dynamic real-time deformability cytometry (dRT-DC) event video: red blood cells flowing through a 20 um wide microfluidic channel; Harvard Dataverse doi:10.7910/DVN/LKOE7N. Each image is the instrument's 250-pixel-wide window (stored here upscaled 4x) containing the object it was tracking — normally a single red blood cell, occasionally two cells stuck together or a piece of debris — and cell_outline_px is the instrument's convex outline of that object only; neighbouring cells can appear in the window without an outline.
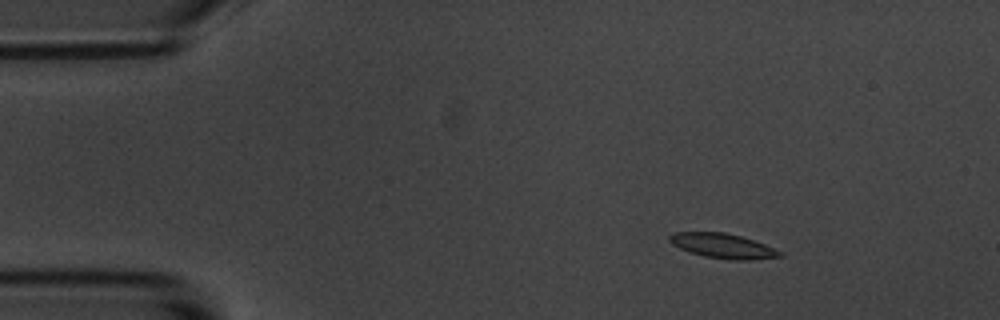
{"species": "common noctule bat (a hibernating species)", "species_latin": "Nyctalus noctula", "temperature_condition": "room temperature", "stored_images_in_passage": 11, "camera_frame_rate_fps": 3000, "um_per_image_px": 0.085, "animal": {"sex": "male", "body_mass_g": 20.1, "forearm_length_mm": 53.5}, "frame": {"image": 1, "passage_image": 2, "time_ms": 2.333, "image_size_px": [1000, 320], "cell_outline_px": [[784, 256], [752, 260], [732, 260], [704, 256], [688, 252], [672, 244], [668, 240], [668, 236], [672, 232], [724, 232], [740, 236], [764, 244], [784, 252]], "centroid_in_image_um": [61.44, 20.9], "position_along_channel_um": 23.6, "area_um2": 16.01}}
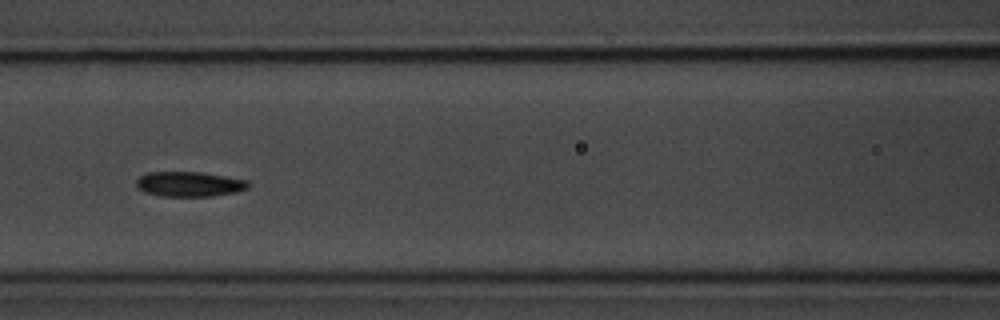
{"frame": {"image": 2, "passage_image": 7, "time_ms": 8.0, "image_size_px": [1000, 320], "cell_outline_px": [[252, 184], [248, 188], [236, 192], [212, 196], [160, 196], [144, 192], [136, 184], [136, 180], [140, 176], [148, 172], [200, 172], [248, 180]], "centroid_in_image_um": [16.12, 15.65], "position_along_channel_um": 150.5, "area_um2": 16.3}}
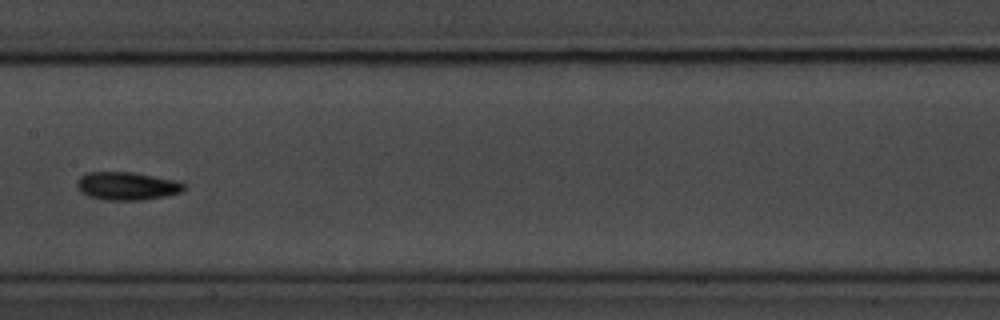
{"frame": {"image": 3, "passage_image": 8, "time_ms": 9.333, "image_size_px": [1000, 320], "cell_outline_px": [[184, 188], [180, 192], [164, 196], [140, 200], [104, 200], [88, 196], [80, 192], [76, 188], [76, 180], [84, 172], [132, 172], [180, 180], [184, 184]], "centroid_in_image_um": [10.74, 15.8], "position_along_channel_um": 196.7, "area_um2": 17.74}}